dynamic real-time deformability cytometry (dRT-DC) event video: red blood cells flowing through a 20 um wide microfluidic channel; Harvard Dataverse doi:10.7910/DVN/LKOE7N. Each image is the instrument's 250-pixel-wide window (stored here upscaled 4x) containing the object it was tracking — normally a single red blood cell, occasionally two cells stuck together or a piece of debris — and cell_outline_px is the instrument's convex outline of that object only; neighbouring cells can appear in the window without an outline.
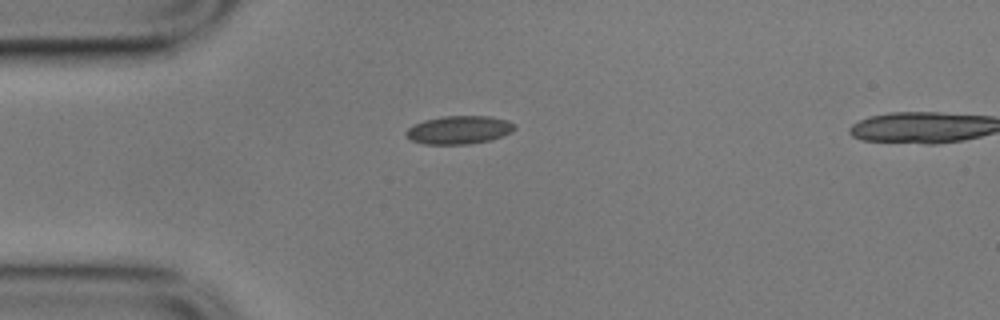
{"species": "common noctule bat (a hibernating species)", "species_latin": "Nyctalus noctula", "temperature_condition": "cold", "stored_images_in_passage": 42, "camera_frame_rate_fps": 3000, "um_per_image_px": 0.085, "animal": {"sex": "male", "body_mass_g": 17.9}, "frame": {"image": 1, "passage_image": 1, "time_ms": 0.0, "image_size_px": [1000, 320], "cell_outline_px": [[516, 128], [512, 132], [492, 140], [468, 144], [424, 144], [412, 140], [404, 132], [408, 128], [424, 120], [444, 116], [488, 116], [508, 120], [516, 124]], "centroid_in_image_um": [39.07, 11.04], "position_along_channel_um": 45.9, "area_um2": 17.86}}
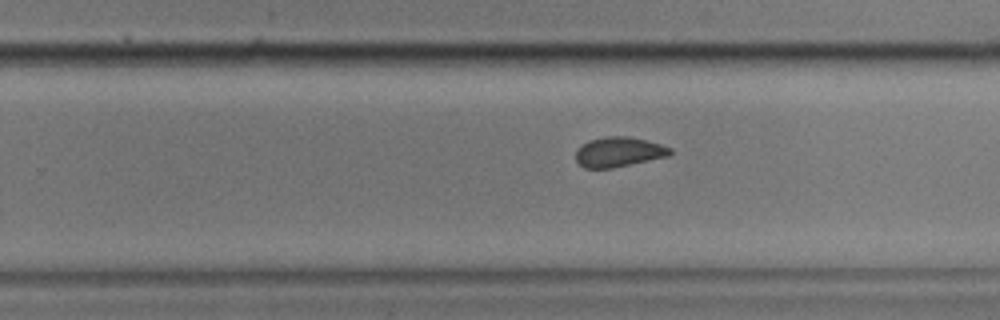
{"frame": {"image": 2, "passage_image": 22, "time_ms": 7.0, "image_size_px": [1000, 320], "cell_outline_px": [[672, 152], [668, 156], [612, 168], [584, 168], [576, 160], [576, 148], [580, 144], [588, 140], [608, 136], [628, 136], [660, 144], [672, 148]], "centroid_in_image_um": [52.55, 12.91], "position_along_channel_um": 277.2, "area_um2": 16.42}}
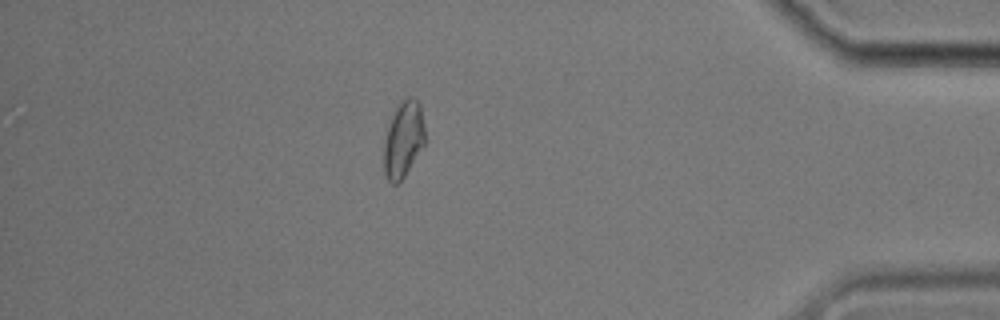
{"frame": {"image": 3, "passage_image": 36, "time_ms": 11.667, "image_size_px": [1000, 320], "cell_outline_px": [[424, 144], [404, 176], [396, 184], [392, 184], [388, 180], [384, 172], [384, 144], [388, 128], [392, 116], [396, 108], [408, 96], [412, 96], [420, 104], [424, 124]], "centroid_in_image_um": [34.29, 11.85], "position_along_channel_um": 400.9, "area_um2": 17.8}}